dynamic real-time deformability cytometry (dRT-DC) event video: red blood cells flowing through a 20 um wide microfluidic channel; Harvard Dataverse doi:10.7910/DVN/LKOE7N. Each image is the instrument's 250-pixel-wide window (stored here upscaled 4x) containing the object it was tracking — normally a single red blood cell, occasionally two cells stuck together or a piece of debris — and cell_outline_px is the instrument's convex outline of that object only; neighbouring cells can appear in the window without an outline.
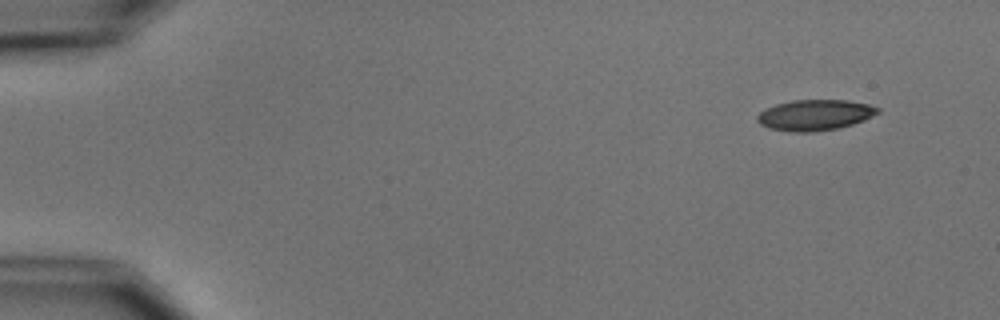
{"species": "common noctule bat (a hibernating species)", "species_latin": "Nyctalus noctula", "temperature_condition": "cold", "stored_images_in_passage": 6, "segment_of_instrument_passage": [1, 2], "camera_frame_rate_fps": 3000, "um_per_image_px": 0.085, "animal": {"sex": "male", "body_mass_g": 15.6}, "frame": {"image": 1, "passage_image": 2, "time_ms": 1.333, "image_size_px": [1000, 320], "cell_outline_px": [[880, 112], [864, 120], [852, 124], [836, 128], [816, 132], [788, 132], [768, 128], [760, 124], [756, 120], [756, 116], [764, 108], [776, 104], [792, 100], [848, 100], [868, 104], [880, 108]], "centroid_in_image_um": [69.23, 9.78], "position_along_channel_um": 15.8, "area_um2": 21.79}}
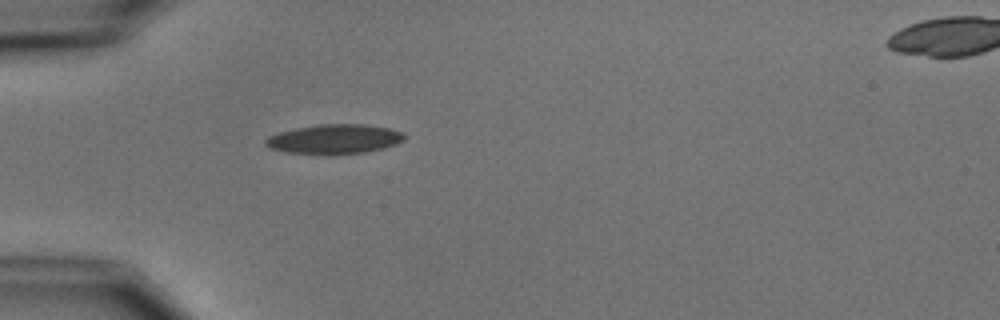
{"frame": {"image": 2, "passage_image": 5, "time_ms": 5.333, "image_size_px": [1000, 320], "cell_outline_px": [[408, 136], [404, 140], [396, 144], [384, 148], [364, 152], [324, 156], [288, 152], [272, 148], [264, 144], [264, 140], [268, 136], [280, 132], [296, 128], [320, 124], [364, 124], [388, 128], [404, 132]], "centroid_in_image_um": [28.45, 11.83], "position_along_channel_um": 56.5, "area_um2": 24.22}}